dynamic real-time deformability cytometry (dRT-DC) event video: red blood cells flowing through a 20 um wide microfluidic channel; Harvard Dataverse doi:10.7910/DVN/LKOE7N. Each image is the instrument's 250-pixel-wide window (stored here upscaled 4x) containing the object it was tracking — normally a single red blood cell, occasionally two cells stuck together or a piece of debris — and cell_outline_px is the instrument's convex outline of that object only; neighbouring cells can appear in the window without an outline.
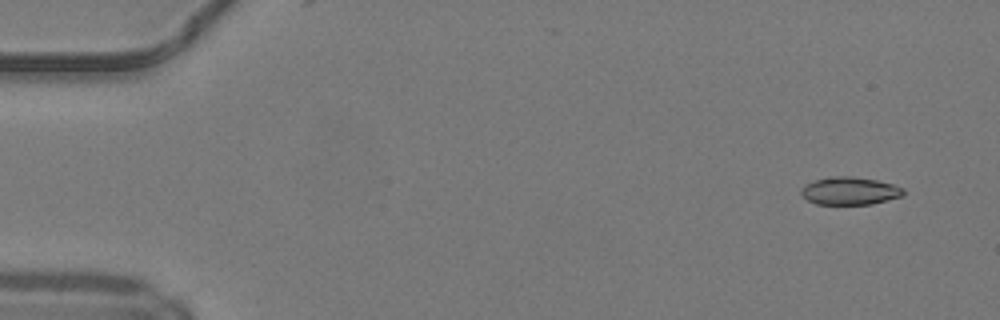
{"species": "common noctule bat (a hibernating species)", "species_latin": "Nyctalus noctula", "temperature_condition": "warm", "stored_images_in_passage": 48, "camera_frame_rate_fps": 3000, "um_per_image_px": 0.085, "animal": {"sex": "male", "body_mass_g": 19.2, "forearm_length_mm": 51.8}, "frame": {"image": 1, "passage_image": 1, "time_ms": 0.0, "image_size_px": [1000, 320], "cell_outline_px": [[904, 196], [872, 204], [816, 204], [808, 200], [800, 192], [800, 188], [804, 184], [816, 180], [832, 176], [852, 176], [876, 180], [892, 184], [904, 188]], "centroid_in_image_um": [72.24, 16.22], "position_along_channel_um": 12.8, "area_um2": 16.59}}
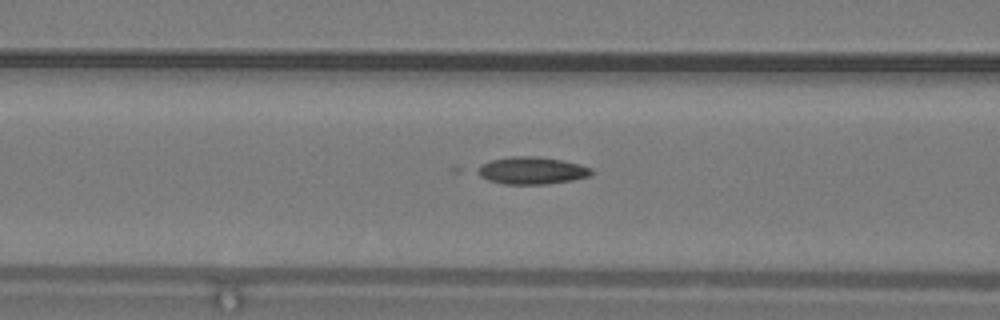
{"frame": {"image": 2, "passage_image": 18, "time_ms": 5.667, "image_size_px": [1000, 320], "cell_outline_px": [[592, 176], [572, 180], [548, 184], [504, 184], [488, 180], [480, 176], [472, 168], [480, 164], [492, 160], [512, 156], [536, 156], [560, 160], [580, 164], [592, 168]], "centroid_in_image_um": [45.16, 14.5], "position_along_channel_um": 121.4, "area_um2": 18.32}}
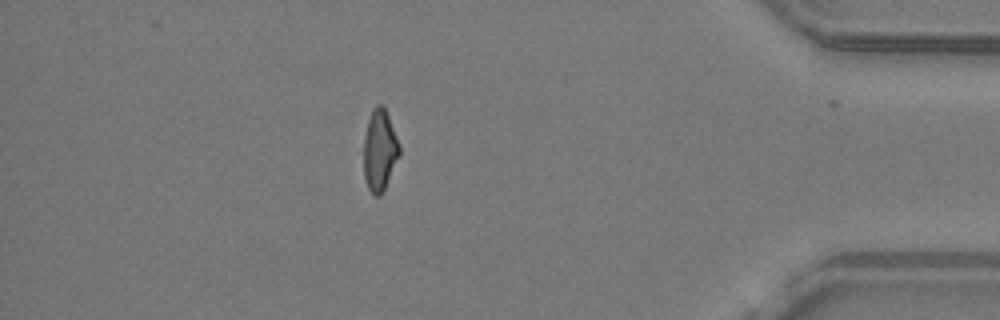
{"frame": {"image": 3, "passage_image": 41, "time_ms": 13.333, "image_size_px": [1000, 320], "cell_outline_px": [[400, 156], [380, 196], [372, 196], [368, 188], [364, 176], [364, 140], [368, 120], [372, 108], [376, 104], [384, 104], [400, 144]], "centroid_in_image_um": [32.28, 12.75], "position_along_channel_um": 402.9, "area_um2": 17.11}, "authors_computed_cell_mechanics": {"area_um2": 17.2822, "velocity_mm_per_s": 4.2301, "shape_relaxation_time_tau1_ms": 9.3025, "shape_relaxation_time_tau2_ms": 1.602, "deformation_change_tau1": 0.1988, "deformation_change_tau2": 0.057}}